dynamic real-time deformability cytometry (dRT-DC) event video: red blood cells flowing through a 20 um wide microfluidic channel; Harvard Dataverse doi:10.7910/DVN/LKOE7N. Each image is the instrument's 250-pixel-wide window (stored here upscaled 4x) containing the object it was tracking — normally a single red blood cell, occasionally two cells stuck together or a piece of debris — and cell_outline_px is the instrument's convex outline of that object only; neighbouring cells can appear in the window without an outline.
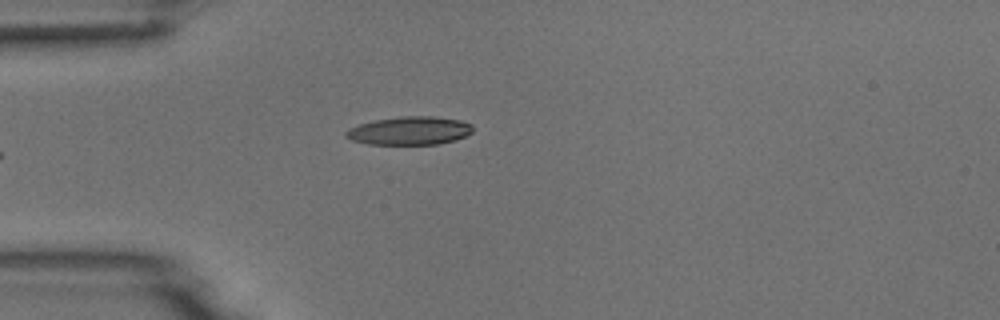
{"species": "common noctule bat (a hibernating species)", "species_latin": "Nyctalus noctula", "temperature_condition": "room temperature", "stored_images_in_passage": 5, "camera_frame_rate_fps": 3000, "um_per_image_px": 0.085, "animal": {"sex": "male", "body_mass_g": 18.8}, "frame": {"image": 1, "passage_image": 5, "time_ms": 4.667, "image_size_px": [1000, 320], "cell_outline_px": [[472, 132], [456, 140], [440, 144], [368, 144], [352, 140], [344, 136], [344, 132], [348, 128], [360, 124], [376, 120], [400, 116], [436, 116], [460, 120], [472, 124]], "centroid_in_image_um": [34.81, 11.11], "position_along_channel_um": 50.2, "area_um2": 20.98}}